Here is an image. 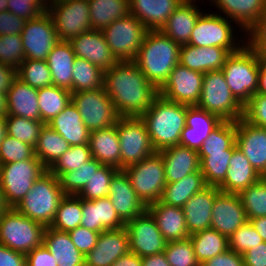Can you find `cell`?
Instances as JSON below:
<instances>
[{
    "label": "cell",
    "mask_w": 266,
    "mask_h": 266,
    "mask_svg": "<svg viewBox=\"0 0 266 266\" xmlns=\"http://www.w3.org/2000/svg\"><path fill=\"white\" fill-rule=\"evenodd\" d=\"M104 89L120 117H140L158 95L133 61L118 62L104 71Z\"/></svg>",
    "instance_id": "6da1fadb"
},
{
    "label": "cell",
    "mask_w": 266,
    "mask_h": 266,
    "mask_svg": "<svg viewBox=\"0 0 266 266\" xmlns=\"http://www.w3.org/2000/svg\"><path fill=\"white\" fill-rule=\"evenodd\" d=\"M187 105L157 95L151 106L140 116L148 130L155 151L179 145L186 126Z\"/></svg>",
    "instance_id": "7a4b0ae2"
},
{
    "label": "cell",
    "mask_w": 266,
    "mask_h": 266,
    "mask_svg": "<svg viewBox=\"0 0 266 266\" xmlns=\"http://www.w3.org/2000/svg\"><path fill=\"white\" fill-rule=\"evenodd\" d=\"M180 45L160 30L147 31L134 63L159 90L179 63Z\"/></svg>",
    "instance_id": "3957f363"
},
{
    "label": "cell",
    "mask_w": 266,
    "mask_h": 266,
    "mask_svg": "<svg viewBox=\"0 0 266 266\" xmlns=\"http://www.w3.org/2000/svg\"><path fill=\"white\" fill-rule=\"evenodd\" d=\"M228 55L221 69L232 95L244 106L257 93L262 58L248 44Z\"/></svg>",
    "instance_id": "277c9868"
},
{
    "label": "cell",
    "mask_w": 266,
    "mask_h": 266,
    "mask_svg": "<svg viewBox=\"0 0 266 266\" xmlns=\"http://www.w3.org/2000/svg\"><path fill=\"white\" fill-rule=\"evenodd\" d=\"M64 196L58 178L47 170L34 182L30 191L14 208L44 227H50L59 202Z\"/></svg>",
    "instance_id": "5b68a950"
},
{
    "label": "cell",
    "mask_w": 266,
    "mask_h": 266,
    "mask_svg": "<svg viewBox=\"0 0 266 266\" xmlns=\"http://www.w3.org/2000/svg\"><path fill=\"white\" fill-rule=\"evenodd\" d=\"M219 116L223 121H234L243 117V106L232 95L222 70L204 74L200 99L196 105Z\"/></svg>",
    "instance_id": "8992f818"
},
{
    "label": "cell",
    "mask_w": 266,
    "mask_h": 266,
    "mask_svg": "<svg viewBox=\"0 0 266 266\" xmlns=\"http://www.w3.org/2000/svg\"><path fill=\"white\" fill-rule=\"evenodd\" d=\"M45 227L10 208L0 217V244L27 254L43 243Z\"/></svg>",
    "instance_id": "52a82bcc"
},
{
    "label": "cell",
    "mask_w": 266,
    "mask_h": 266,
    "mask_svg": "<svg viewBox=\"0 0 266 266\" xmlns=\"http://www.w3.org/2000/svg\"><path fill=\"white\" fill-rule=\"evenodd\" d=\"M130 178L132 188L147 207L160 200L166 185L162 155L155 151L139 163L124 169Z\"/></svg>",
    "instance_id": "ba28073f"
},
{
    "label": "cell",
    "mask_w": 266,
    "mask_h": 266,
    "mask_svg": "<svg viewBox=\"0 0 266 266\" xmlns=\"http://www.w3.org/2000/svg\"><path fill=\"white\" fill-rule=\"evenodd\" d=\"M47 169L35 156L20 162L0 165V186L8 205L16 207L30 191L34 182Z\"/></svg>",
    "instance_id": "9c48e42d"
},
{
    "label": "cell",
    "mask_w": 266,
    "mask_h": 266,
    "mask_svg": "<svg viewBox=\"0 0 266 266\" xmlns=\"http://www.w3.org/2000/svg\"><path fill=\"white\" fill-rule=\"evenodd\" d=\"M148 30L132 14L114 20L102 32L119 62L134 61Z\"/></svg>",
    "instance_id": "30bf717a"
},
{
    "label": "cell",
    "mask_w": 266,
    "mask_h": 266,
    "mask_svg": "<svg viewBox=\"0 0 266 266\" xmlns=\"http://www.w3.org/2000/svg\"><path fill=\"white\" fill-rule=\"evenodd\" d=\"M72 103L90 132L114 126L120 117L104 87L72 93Z\"/></svg>",
    "instance_id": "8fae6325"
},
{
    "label": "cell",
    "mask_w": 266,
    "mask_h": 266,
    "mask_svg": "<svg viewBox=\"0 0 266 266\" xmlns=\"http://www.w3.org/2000/svg\"><path fill=\"white\" fill-rule=\"evenodd\" d=\"M121 153V170L139 163L155 152L145 123L140 117H119L115 124Z\"/></svg>",
    "instance_id": "7c38bea8"
},
{
    "label": "cell",
    "mask_w": 266,
    "mask_h": 266,
    "mask_svg": "<svg viewBox=\"0 0 266 266\" xmlns=\"http://www.w3.org/2000/svg\"><path fill=\"white\" fill-rule=\"evenodd\" d=\"M51 15L59 41H70L92 30L87 0H49ZM53 3V4H52Z\"/></svg>",
    "instance_id": "4fadbf2b"
},
{
    "label": "cell",
    "mask_w": 266,
    "mask_h": 266,
    "mask_svg": "<svg viewBox=\"0 0 266 266\" xmlns=\"http://www.w3.org/2000/svg\"><path fill=\"white\" fill-rule=\"evenodd\" d=\"M231 23L225 18L217 14L204 12L199 16L193 31L190 35V45L196 47H222L226 48L230 53L239 50L242 45L236 44L233 37Z\"/></svg>",
    "instance_id": "5bb4252c"
},
{
    "label": "cell",
    "mask_w": 266,
    "mask_h": 266,
    "mask_svg": "<svg viewBox=\"0 0 266 266\" xmlns=\"http://www.w3.org/2000/svg\"><path fill=\"white\" fill-rule=\"evenodd\" d=\"M20 35L26 59L46 60L59 42L52 17L47 11L38 18L27 20Z\"/></svg>",
    "instance_id": "9a60e30c"
},
{
    "label": "cell",
    "mask_w": 266,
    "mask_h": 266,
    "mask_svg": "<svg viewBox=\"0 0 266 266\" xmlns=\"http://www.w3.org/2000/svg\"><path fill=\"white\" fill-rule=\"evenodd\" d=\"M203 78V73L190 70L178 63L158 90V94L173 102L189 106L197 105L201 95Z\"/></svg>",
    "instance_id": "2e32d148"
},
{
    "label": "cell",
    "mask_w": 266,
    "mask_h": 266,
    "mask_svg": "<svg viewBox=\"0 0 266 266\" xmlns=\"http://www.w3.org/2000/svg\"><path fill=\"white\" fill-rule=\"evenodd\" d=\"M125 228L128 231L130 252L140 257L164 252L167 241L147 210L127 222Z\"/></svg>",
    "instance_id": "e0dca14e"
},
{
    "label": "cell",
    "mask_w": 266,
    "mask_h": 266,
    "mask_svg": "<svg viewBox=\"0 0 266 266\" xmlns=\"http://www.w3.org/2000/svg\"><path fill=\"white\" fill-rule=\"evenodd\" d=\"M247 221V216L238 194L220 191L215 196L210 228L229 238Z\"/></svg>",
    "instance_id": "ac0fdd59"
},
{
    "label": "cell",
    "mask_w": 266,
    "mask_h": 266,
    "mask_svg": "<svg viewBox=\"0 0 266 266\" xmlns=\"http://www.w3.org/2000/svg\"><path fill=\"white\" fill-rule=\"evenodd\" d=\"M236 144L256 172L266 175V128L252 125L243 118L236 121Z\"/></svg>",
    "instance_id": "d6986e66"
},
{
    "label": "cell",
    "mask_w": 266,
    "mask_h": 266,
    "mask_svg": "<svg viewBox=\"0 0 266 266\" xmlns=\"http://www.w3.org/2000/svg\"><path fill=\"white\" fill-rule=\"evenodd\" d=\"M128 252L129 237L125 227L105 230L99 234L96 246L85 255V266H111Z\"/></svg>",
    "instance_id": "ffe728a7"
},
{
    "label": "cell",
    "mask_w": 266,
    "mask_h": 266,
    "mask_svg": "<svg viewBox=\"0 0 266 266\" xmlns=\"http://www.w3.org/2000/svg\"><path fill=\"white\" fill-rule=\"evenodd\" d=\"M69 42L76 57L89 61L103 71L119 62L106 43L102 31L90 30L79 34Z\"/></svg>",
    "instance_id": "44dd1931"
},
{
    "label": "cell",
    "mask_w": 266,
    "mask_h": 266,
    "mask_svg": "<svg viewBox=\"0 0 266 266\" xmlns=\"http://www.w3.org/2000/svg\"><path fill=\"white\" fill-rule=\"evenodd\" d=\"M108 198L125 224L147 210L124 170H118L111 178Z\"/></svg>",
    "instance_id": "7402d4cb"
},
{
    "label": "cell",
    "mask_w": 266,
    "mask_h": 266,
    "mask_svg": "<svg viewBox=\"0 0 266 266\" xmlns=\"http://www.w3.org/2000/svg\"><path fill=\"white\" fill-rule=\"evenodd\" d=\"M223 120L196 105H187L186 126L181 132L179 145L199 151L203 142Z\"/></svg>",
    "instance_id": "603a6c76"
},
{
    "label": "cell",
    "mask_w": 266,
    "mask_h": 266,
    "mask_svg": "<svg viewBox=\"0 0 266 266\" xmlns=\"http://www.w3.org/2000/svg\"><path fill=\"white\" fill-rule=\"evenodd\" d=\"M80 225L99 233L125 227V223L120 219L108 197L95 200L82 199Z\"/></svg>",
    "instance_id": "cb8c5ba5"
},
{
    "label": "cell",
    "mask_w": 266,
    "mask_h": 266,
    "mask_svg": "<svg viewBox=\"0 0 266 266\" xmlns=\"http://www.w3.org/2000/svg\"><path fill=\"white\" fill-rule=\"evenodd\" d=\"M229 54L230 52L222 47H196L185 44L180 46L179 63L190 70L205 74L221 70Z\"/></svg>",
    "instance_id": "d4e9b609"
},
{
    "label": "cell",
    "mask_w": 266,
    "mask_h": 266,
    "mask_svg": "<svg viewBox=\"0 0 266 266\" xmlns=\"http://www.w3.org/2000/svg\"><path fill=\"white\" fill-rule=\"evenodd\" d=\"M219 192L218 187L207 186L182 207L189 234L211 227L213 204Z\"/></svg>",
    "instance_id": "484cf974"
},
{
    "label": "cell",
    "mask_w": 266,
    "mask_h": 266,
    "mask_svg": "<svg viewBox=\"0 0 266 266\" xmlns=\"http://www.w3.org/2000/svg\"><path fill=\"white\" fill-rule=\"evenodd\" d=\"M165 169L166 183L181 180L183 177L200 170L198 151L181 145H174L159 151Z\"/></svg>",
    "instance_id": "4316f807"
},
{
    "label": "cell",
    "mask_w": 266,
    "mask_h": 266,
    "mask_svg": "<svg viewBox=\"0 0 266 266\" xmlns=\"http://www.w3.org/2000/svg\"><path fill=\"white\" fill-rule=\"evenodd\" d=\"M147 211L155 219L158 229L167 242L190 237L183 208L167 205L159 200L147 206Z\"/></svg>",
    "instance_id": "83f0119b"
},
{
    "label": "cell",
    "mask_w": 266,
    "mask_h": 266,
    "mask_svg": "<svg viewBox=\"0 0 266 266\" xmlns=\"http://www.w3.org/2000/svg\"><path fill=\"white\" fill-rule=\"evenodd\" d=\"M183 0H129L130 14L148 31H157L165 25Z\"/></svg>",
    "instance_id": "f1b7e54d"
},
{
    "label": "cell",
    "mask_w": 266,
    "mask_h": 266,
    "mask_svg": "<svg viewBox=\"0 0 266 266\" xmlns=\"http://www.w3.org/2000/svg\"><path fill=\"white\" fill-rule=\"evenodd\" d=\"M195 1L183 0L160 30L180 46L189 43L191 32L203 13L194 5Z\"/></svg>",
    "instance_id": "f546056e"
},
{
    "label": "cell",
    "mask_w": 266,
    "mask_h": 266,
    "mask_svg": "<svg viewBox=\"0 0 266 266\" xmlns=\"http://www.w3.org/2000/svg\"><path fill=\"white\" fill-rule=\"evenodd\" d=\"M6 94L8 115L40 120L38 89L16 77Z\"/></svg>",
    "instance_id": "4dcf8cb0"
},
{
    "label": "cell",
    "mask_w": 266,
    "mask_h": 266,
    "mask_svg": "<svg viewBox=\"0 0 266 266\" xmlns=\"http://www.w3.org/2000/svg\"><path fill=\"white\" fill-rule=\"evenodd\" d=\"M88 145L92 158L102 165L121 170L120 143L115 125L90 132Z\"/></svg>",
    "instance_id": "1f68e13d"
},
{
    "label": "cell",
    "mask_w": 266,
    "mask_h": 266,
    "mask_svg": "<svg viewBox=\"0 0 266 266\" xmlns=\"http://www.w3.org/2000/svg\"><path fill=\"white\" fill-rule=\"evenodd\" d=\"M47 125L59 133L70 146L88 144L90 131L84 125L77 107L72 102Z\"/></svg>",
    "instance_id": "d6a6232c"
},
{
    "label": "cell",
    "mask_w": 266,
    "mask_h": 266,
    "mask_svg": "<svg viewBox=\"0 0 266 266\" xmlns=\"http://www.w3.org/2000/svg\"><path fill=\"white\" fill-rule=\"evenodd\" d=\"M43 244L57 260V266H85V256L76 248L68 232L45 227Z\"/></svg>",
    "instance_id": "836d02e7"
},
{
    "label": "cell",
    "mask_w": 266,
    "mask_h": 266,
    "mask_svg": "<svg viewBox=\"0 0 266 266\" xmlns=\"http://www.w3.org/2000/svg\"><path fill=\"white\" fill-rule=\"evenodd\" d=\"M261 176L256 172L243 152L236 147L229 161L224 183L219 190L226 193L238 194L257 182Z\"/></svg>",
    "instance_id": "e575fe53"
},
{
    "label": "cell",
    "mask_w": 266,
    "mask_h": 266,
    "mask_svg": "<svg viewBox=\"0 0 266 266\" xmlns=\"http://www.w3.org/2000/svg\"><path fill=\"white\" fill-rule=\"evenodd\" d=\"M76 56L69 41H59L47 56L52 83L72 92V70Z\"/></svg>",
    "instance_id": "d590c367"
},
{
    "label": "cell",
    "mask_w": 266,
    "mask_h": 266,
    "mask_svg": "<svg viewBox=\"0 0 266 266\" xmlns=\"http://www.w3.org/2000/svg\"><path fill=\"white\" fill-rule=\"evenodd\" d=\"M246 32L266 10V0H211Z\"/></svg>",
    "instance_id": "8d00e7d4"
},
{
    "label": "cell",
    "mask_w": 266,
    "mask_h": 266,
    "mask_svg": "<svg viewBox=\"0 0 266 266\" xmlns=\"http://www.w3.org/2000/svg\"><path fill=\"white\" fill-rule=\"evenodd\" d=\"M205 187L207 184L201 170H199L179 181L166 183L160 201L167 205L182 208L195 193L200 192Z\"/></svg>",
    "instance_id": "74e56055"
},
{
    "label": "cell",
    "mask_w": 266,
    "mask_h": 266,
    "mask_svg": "<svg viewBox=\"0 0 266 266\" xmlns=\"http://www.w3.org/2000/svg\"><path fill=\"white\" fill-rule=\"evenodd\" d=\"M92 30L103 31L114 20L130 13L129 0H87Z\"/></svg>",
    "instance_id": "f35d334b"
},
{
    "label": "cell",
    "mask_w": 266,
    "mask_h": 266,
    "mask_svg": "<svg viewBox=\"0 0 266 266\" xmlns=\"http://www.w3.org/2000/svg\"><path fill=\"white\" fill-rule=\"evenodd\" d=\"M69 148L70 144L59 133L45 124L35 146V156L49 170Z\"/></svg>",
    "instance_id": "ab89813d"
},
{
    "label": "cell",
    "mask_w": 266,
    "mask_h": 266,
    "mask_svg": "<svg viewBox=\"0 0 266 266\" xmlns=\"http://www.w3.org/2000/svg\"><path fill=\"white\" fill-rule=\"evenodd\" d=\"M72 102V92L50 85L38 89L40 121L47 124Z\"/></svg>",
    "instance_id": "60d3db41"
},
{
    "label": "cell",
    "mask_w": 266,
    "mask_h": 266,
    "mask_svg": "<svg viewBox=\"0 0 266 266\" xmlns=\"http://www.w3.org/2000/svg\"><path fill=\"white\" fill-rule=\"evenodd\" d=\"M194 252L200 265L228 250V238L212 228L190 234Z\"/></svg>",
    "instance_id": "b9f144b4"
},
{
    "label": "cell",
    "mask_w": 266,
    "mask_h": 266,
    "mask_svg": "<svg viewBox=\"0 0 266 266\" xmlns=\"http://www.w3.org/2000/svg\"><path fill=\"white\" fill-rule=\"evenodd\" d=\"M235 143L231 148L224 152H209V155H199L200 170L204 176L207 186L220 187L229 169V161L233 155Z\"/></svg>",
    "instance_id": "7bdbcfd3"
},
{
    "label": "cell",
    "mask_w": 266,
    "mask_h": 266,
    "mask_svg": "<svg viewBox=\"0 0 266 266\" xmlns=\"http://www.w3.org/2000/svg\"><path fill=\"white\" fill-rule=\"evenodd\" d=\"M72 73V93L104 87V71L85 59L75 58Z\"/></svg>",
    "instance_id": "ee69618b"
},
{
    "label": "cell",
    "mask_w": 266,
    "mask_h": 266,
    "mask_svg": "<svg viewBox=\"0 0 266 266\" xmlns=\"http://www.w3.org/2000/svg\"><path fill=\"white\" fill-rule=\"evenodd\" d=\"M82 219V198L76 195H65L59 202L58 209L50 227L62 231L79 227Z\"/></svg>",
    "instance_id": "f6af8a7d"
},
{
    "label": "cell",
    "mask_w": 266,
    "mask_h": 266,
    "mask_svg": "<svg viewBox=\"0 0 266 266\" xmlns=\"http://www.w3.org/2000/svg\"><path fill=\"white\" fill-rule=\"evenodd\" d=\"M101 166L102 164L100 162L91 158L77 170L62 173L58 177V180L63 193L65 195L77 196Z\"/></svg>",
    "instance_id": "bcb514c9"
},
{
    "label": "cell",
    "mask_w": 266,
    "mask_h": 266,
    "mask_svg": "<svg viewBox=\"0 0 266 266\" xmlns=\"http://www.w3.org/2000/svg\"><path fill=\"white\" fill-rule=\"evenodd\" d=\"M238 195L247 220L266 216V179L264 177L240 191Z\"/></svg>",
    "instance_id": "7dc6e473"
},
{
    "label": "cell",
    "mask_w": 266,
    "mask_h": 266,
    "mask_svg": "<svg viewBox=\"0 0 266 266\" xmlns=\"http://www.w3.org/2000/svg\"><path fill=\"white\" fill-rule=\"evenodd\" d=\"M5 120L6 134L8 136H12L35 148L40 131L45 125L42 121L13 115H7Z\"/></svg>",
    "instance_id": "c3c4849f"
},
{
    "label": "cell",
    "mask_w": 266,
    "mask_h": 266,
    "mask_svg": "<svg viewBox=\"0 0 266 266\" xmlns=\"http://www.w3.org/2000/svg\"><path fill=\"white\" fill-rule=\"evenodd\" d=\"M16 77L36 89L53 85L46 60L25 59L16 69Z\"/></svg>",
    "instance_id": "681fc988"
},
{
    "label": "cell",
    "mask_w": 266,
    "mask_h": 266,
    "mask_svg": "<svg viewBox=\"0 0 266 266\" xmlns=\"http://www.w3.org/2000/svg\"><path fill=\"white\" fill-rule=\"evenodd\" d=\"M236 143V122L223 121L203 142L198 155H209V152H224Z\"/></svg>",
    "instance_id": "f907efd6"
},
{
    "label": "cell",
    "mask_w": 266,
    "mask_h": 266,
    "mask_svg": "<svg viewBox=\"0 0 266 266\" xmlns=\"http://www.w3.org/2000/svg\"><path fill=\"white\" fill-rule=\"evenodd\" d=\"M117 171L113 166L102 165L77 196L86 200L108 197L110 180Z\"/></svg>",
    "instance_id": "816d5d0a"
},
{
    "label": "cell",
    "mask_w": 266,
    "mask_h": 266,
    "mask_svg": "<svg viewBox=\"0 0 266 266\" xmlns=\"http://www.w3.org/2000/svg\"><path fill=\"white\" fill-rule=\"evenodd\" d=\"M92 158L88 144L70 148L49 169L57 178L64 172L75 171Z\"/></svg>",
    "instance_id": "f5cc1de1"
},
{
    "label": "cell",
    "mask_w": 266,
    "mask_h": 266,
    "mask_svg": "<svg viewBox=\"0 0 266 266\" xmlns=\"http://www.w3.org/2000/svg\"><path fill=\"white\" fill-rule=\"evenodd\" d=\"M164 253L170 266H201L190 238L167 242Z\"/></svg>",
    "instance_id": "db71d44e"
},
{
    "label": "cell",
    "mask_w": 266,
    "mask_h": 266,
    "mask_svg": "<svg viewBox=\"0 0 266 266\" xmlns=\"http://www.w3.org/2000/svg\"><path fill=\"white\" fill-rule=\"evenodd\" d=\"M35 157V148L27 143L8 136L0 143V165L20 162Z\"/></svg>",
    "instance_id": "11a10c76"
},
{
    "label": "cell",
    "mask_w": 266,
    "mask_h": 266,
    "mask_svg": "<svg viewBox=\"0 0 266 266\" xmlns=\"http://www.w3.org/2000/svg\"><path fill=\"white\" fill-rule=\"evenodd\" d=\"M25 59L20 34L0 36V64L17 69Z\"/></svg>",
    "instance_id": "9f6ffc18"
},
{
    "label": "cell",
    "mask_w": 266,
    "mask_h": 266,
    "mask_svg": "<svg viewBox=\"0 0 266 266\" xmlns=\"http://www.w3.org/2000/svg\"><path fill=\"white\" fill-rule=\"evenodd\" d=\"M263 242V239L253 228L251 223L247 221L228 238V248L242 255L249 249H253V247Z\"/></svg>",
    "instance_id": "6f0895ef"
},
{
    "label": "cell",
    "mask_w": 266,
    "mask_h": 266,
    "mask_svg": "<svg viewBox=\"0 0 266 266\" xmlns=\"http://www.w3.org/2000/svg\"><path fill=\"white\" fill-rule=\"evenodd\" d=\"M248 123L266 128V96L253 95L243 106V117Z\"/></svg>",
    "instance_id": "680465c9"
},
{
    "label": "cell",
    "mask_w": 266,
    "mask_h": 266,
    "mask_svg": "<svg viewBox=\"0 0 266 266\" xmlns=\"http://www.w3.org/2000/svg\"><path fill=\"white\" fill-rule=\"evenodd\" d=\"M247 33L248 44L261 58L266 59V10Z\"/></svg>",
    "instance_id": "91938a15"
},
{
    "label": "cell",
    "mask_w": 266,
    "mask_h": 266,
    "mask_svg": "<svg viewBox=\"0 0 266 266\" xmlns=\"http://www.w3.org/2000/svg\"><path fill=\"white\" fill-rule=\"evenodd\" d=\"M69 235L76 248L85 256L97 244L99 232L89 230L83 226L70 230Z\"/></svg>",
    "instance_id": "94428289"
},
{
    "label": "cell",
    "mask_w": 266,
    "mask_h": 266,
    "mask_svg": "<svg viewBox=\"0 0 266 266\" xmlns=\"http://www.w3.org/2000/svg\"><path fill=\"white\" fill-rule=\"evenodd\" d=\"M26 20L7 11L0 12V36L21 34Z\"/></svg>",
    "instance_id": "6125c7cd"
},
{
    "label": "cell",
    "mask_w": 266,
    "mask_h": 266,
    "mask_svg": "<svg viewBox=\"0 0 266 266\" xmlns=\"http://www.w3.org/2000/svg\"><path fill=\"white\" fill-rule=\"evenodd\" d=\"M8 11L26 21L38 18L43 13L33 2L21 0H8Z\"/></svg>",
    "instance_id": "be15d7a7"
},
{
    "label": "cell",
    "mask_w": 266,
    "mask_h": 266,
    "mask_svg": "<svg viewBox=\"0 0 266 266\" xmlns=\"http://www.w3.org/2000/svg\"><path fill=\"white\" fill-rule=\"evenodd\" d=\"M26 266H57V260L42 243L26 254Z\"/></svg>",
    "instance_id": "e7e4bbea"
},
{
    "label": "cell",
    "mask_w": 266,
    "mask_h": 266,
    "mask_svg": "<svg viewBox=\"0 0 266 266\" xmlns=\"http://www.w3.org/2000/svg\"><path fill=\"white\" fill-rule=\"evenodd\" d=\"M201 266H244L243 256L231 249L205 261Z\"/></svg>",
    "instance_id": "03108f58"
},
{
    "label": "cell",
    "mask_w": 266,
    "mask_h": 266,
    "mask_svg": "<svg viewBox=\"0 0 266 266\" xmlns=\"http://www.w3.org/2000/svg\"><path fill=\"white\" fill-rule=\"evenodd\" d=\"M244 266H266V242L242 254Z\"/></svg>",
    "instance_id": "003e7915"
},
{
    "label": "cell",
    "mask_w": 266,
    "mask_h": 266,
    "mask_svg": "<svg viewBox=\"0 0 266 266\" xmlns=\"http://www.w3.org/2000/svg\"><path fill=\"white\" fill-rule=\"evenodd\" d=\"M0 266H26V255L0 244Z\"/></svg>",
    "instance_id": "a7ac6f4b"
},
{
    "label": "cell",
    "mask_w": 266,
    "mask_h": 266,
    "mask_svg": "<svg viewBox=\"0 0 266 266\" xmlns=\"http://www.w3.org/2000/svg\"><path fill=\"white\" fill-rule=\"evenodd\" d=\"M15 78V68L0 64V93H7V90Z\"/></svg>",
    "instance_id": "89a4df30"
},
{
    "label": "cell",
    "mask_w": 266,
    "mask_h": 266,
    "mask_svg": "<svg viewBox=\"0 0 266 266\" xmlns=\"http://www.w3.org/2000/svg\"><path fill=\"white\" fill-rule=\"evenodd\" d=\"M111 266H142V257L128 252L126 255L118 258Z\"/></svg>",
    "instance_id": "2644e50d"
},
{
    "label": "cell",
    "mask_w": 266,
    "mask_h": 266,
    "mask_svg": "<svg viewBox=\"0 0 266 266\" xmlns=\"http://www.w3.org/2000/svg\"><path fill=\"white\" fill-rule=\"evenodd\" d=\"M142 266H170L164 252L142 257Z\"/></svg>",
    "instance_id": "8c879c8a"
},
{
    "label": "cell",
    "mask_w": 266,
    "mask_h": 266,
    "mask_svg": "<svg viewBox=\"0 0 266 266\" xmlns=\"http://www.w3.org/2000/svg\"><path fill=\"white\" fill-rule=\"evenodd\" d=\"M257 94L266 96V59L262 58L258 74Z\"/></svg>",
    "instance_id": "753ad0ef"
},
{
    "label": "cell",
    "mask_w": 266,
    "mask_h": 266,
    "mask_svg": "<svg viewBox=\"0 0 266 266\" xmlns=\"http://www.w3.org/2000/svg\"><path fill=\"white\" fill-rule=\"evenodd\" d=\"M260 237L266 242V216L248 220Z\"/></svg>",
    "instance_id": "34e18365"
},
{
    "label": "cell",
    "mask_w": 266,
    "mask_h": 266,
    "mask_svg": "<svg viewBox=\"0 0 266 266\" xmlns=\"http://www.w3.org/2000/svg\"><path fill=\"white\" fill-rule=\"evenodd\" d=\"M0 115L6 117L8 115L7 94L0 93Z\"/></svg>",
    "instance_id": "11e5206c"
},
{
    "label": "cell",
    "mask_w": 266,
    "mask_h": 266,
    "mask_svg": "<svg viewBox=\"0 0 266 266\" xmlns=\"http://www.w3.org/2000/svg\"><path fill=\"white\" fill-rule=\"evenodd\" d=\"M11 207L8 205L5 196L3 195V191L0 186V217L10 209Z\"/></svg>",
    "instance_id": "2a66077c"
},
{
    "label": "cell",
    "mask_w": 266,
    "mask_h": 266,
    "mask_svg": "<svg viewBox=\"0 0 266 266\" xmlns=\"http://www.w3.org/2000/svg\"><path fill=\"white\" fill-rule=\"evenodd\" d=\"M21 1L33 2L43 13L47 11V7L49 4V0H21Z\"/></svg>",
    "instance_id": "b9fcfbb0"
},
{
    "label": "cell",
    "mask_w": 266,
    "mask_h": 266,
    "mask_svg": "<svg viewBox=\"0 0 266 266\" xmlns=\"http://www.w3.org/2000/svg\"><path fill=\"white\" fill-rule=\"evenodd\" d=\"M6 135V120L5 117L0 115V143Z\"/></svg>",
    "instance_id": "09005b40"
},
{
    "label": "cell",
    "mask_w": 266,
    "mask_h": 266,
    "mask_svg": "<svg viewBox=\"0 0 266 266\" xmlns=\"http://www.w3.org/2000/svg\"><path fill=\"white\" fill-rule=\"evenodd\" d=\"M8 10V0H0V12Z\"/></svg>",
    "instance_id": "979ff035"
}]
</instances>
